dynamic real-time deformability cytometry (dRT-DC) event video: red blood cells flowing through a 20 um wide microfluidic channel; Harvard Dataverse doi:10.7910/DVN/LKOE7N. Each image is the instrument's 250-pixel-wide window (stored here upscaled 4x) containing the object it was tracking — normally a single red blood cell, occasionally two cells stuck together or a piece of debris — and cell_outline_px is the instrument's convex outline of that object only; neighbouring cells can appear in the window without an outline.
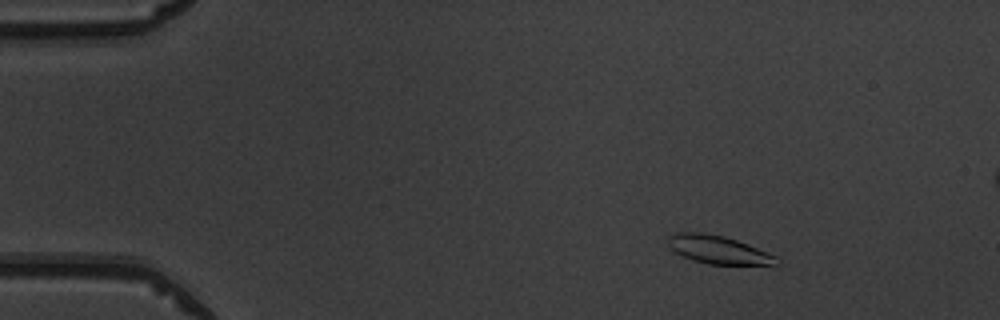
{"species": "common noctule bat (a hibernating species)", "species_latin": "Nyctalus noctula", "temperature_condition": "warm", "stored_images_in_passage": 53, "camera_frame_rate_fps": 3000, "um_per_image_px": 0.085, "animal": {"sex": "male", "body_mass_g": 19.5, "forearm_length_mm": 54.6}, "frame": {"image": 1, "passage_image": 8, "time_ms": 2.333, "image_size_px": [1000, 320], "cell_outline_px": [[780, 264], [776, 268], [708, 264], [692, 260], [668, 248], [668, 236], [676, 232], [704, 232], [724, 236], [748, 244], [776, 256]], "centroid_in_image_um": [61.17, 21.28], "position_along_channel_um": 23.8, "area_um2": 18.73}}
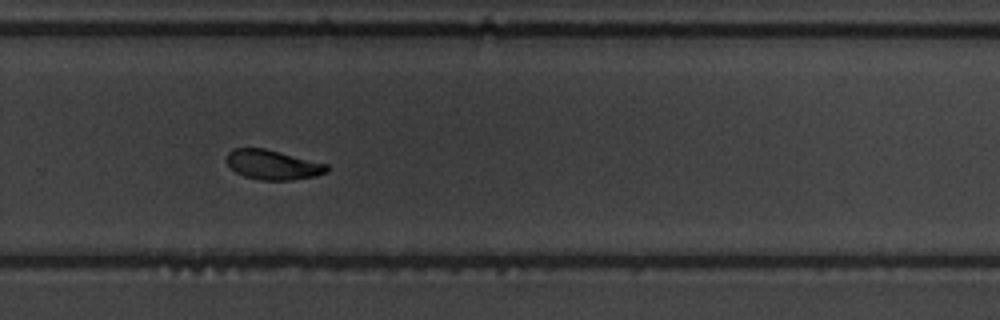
{"frame": {"image": 2, "passage_image": 36, "time_ms": 11.667, "image_size_px": [1000, 320], "cell_outline_px": [[328, 172], [316, 176], [292, 180], [260, 180], [244, 176], [236, 172], [224, 160], [228, 152], [232, 148], [264, 148], [328, 164]], "centroid_in_image_um": [23.17, 14.0], "position_along_channel_um": 306.6, "area_um2": 17.4}}
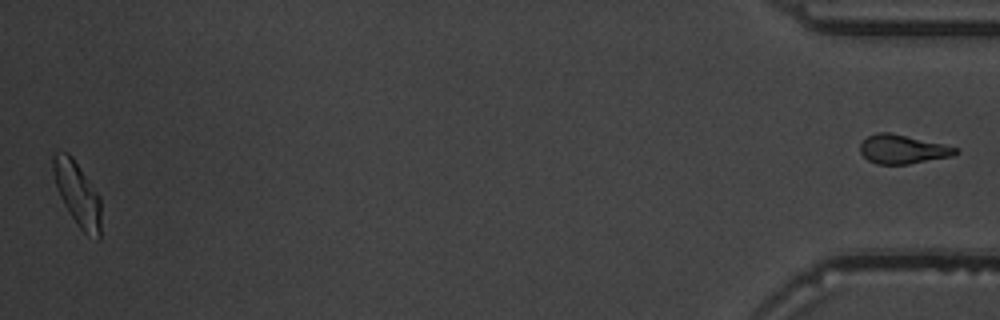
{"frame": {"image": 3, "passage_image": 52, "time_ms": 17.0, "image_size_px": [1000, 320], "cell_outline_px": [[100, 240], [96, 240], [88, 236], [76, 224], [64, 204], [60, 196], [52, 172], [52, 156], [56, 152], [68, 152], [72, 156], [100, 196]], "centroid_in_image_um": [6.58, 16.48], "position_along_channel_um": 428.6, "area_um2": 17.92}, "authors_computed_cell_mechanics": {"area_um2": 17.918, "velocity_mm_per_s": 3.9429, "shape_relaxation_time_tau1_ms": 3.0389, "shape_relaxation_time_tau2_ms": 2.5704, "deformation_change_tau1": 0.1382, "deformation_change_tau2": 0.0529}}